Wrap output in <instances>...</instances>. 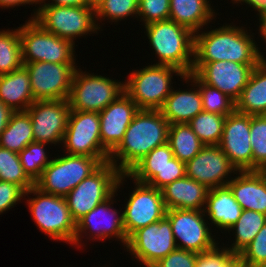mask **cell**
<instances>
[{"instance_id": "37", "label": "cell", "mask_w": 266, "mask_h": 267, "mask_svg": "<svg viewBox=\"0 0 266 267\" xmlns=\"http://www.w3.org/2000/svg\"><path fill=\"white\" fill-rule=\"evenodd\" d=\"M47 145L48 143L32 142L18 153L25 173L34 183L41 177L44 168L51 162V159H48L47 151H45Z\"/></svg>"}, {"instance_id": "2", "label": "cell", "mask_w": 266, "mask_h": 267, "mask_svg": "<svg viewBox=\"0 0 266 267\" xmlns=\"http://www.w3.org/2000/svg\"><path fill=\"white\" fill-rule=\"evenodd\" d=\"M200 32L202 31L194 35L193 63L224 60L258 65L262 61V53L253 39V34H249L242 26L225 24L211 31Z\"/></svg>"}, {"instance_id": "43", "label": "cell", "mask_w": 266, "mask_h": 267, "mask_svg": "<svg viewBox=\"0 0 266 267\" xmlns=\"http://www.w3.org/2000/svg\"><path fill=\"white\" fill-rule=\"evenodd\" d=\"M184 176H186L185 163L173 157L147 184L161 190L167 184Z\"/></svg>"}, {"instance_id": "4", "label": "cell", "mask_w": 266, "mask_h": 267, "mask_svg": "<svg viewBox=\"0 0 266 267\" xmlns=\"http://www.w3.org/2000/svg\"><path fill=\"white\" fill-rule=\"evenodd\" d=\"M182 79L185 74L168 65H149L129 73L124 82L125 93L139 109L160 110L172 91L173 74Z\"/></svg>"}, {"instance_id": "48", "label": "cell", "mask_w": 266, "mask_h": 267, "mask_svg": "<svg viewBox=\"0 0 266 267\" xmlns=\"http://www.w3.org/2000/svg\"><path fill=\"white\" fill-rule=\"evenodd\" d=\"M40 0H0V7L3 8H14L15 6H20V5H33L36 6L39 4Z\"/></svg>"}, {"instance_id": "28", "label": "cell", "mask_w": 266, "mask_h": 267, "mask_svg": "<svg viewBox=\"0 0 266 267\" xmlns=\"http://www.w3.org/2000/svg\"><path fill=\"white\" fill-rule=\"evenodd\" d=\"M236 111L248 115H266V64L261 61L236 101Z\"/></svg>"}, {"instance_id": "41", "label": "cell", "mask_w": 266, "mask_h": 267, "mask_svg": "<svg viewBox=\"0 0 266 267\" xmlns=\"http://www.w3.org/2000/svg\"><path fill=\"white\" fill-rule=\"evenodd\" d=\"M170 0H139L137 18L140 16L144 25L169 19Z\"/></svg>"}, {"instance_id": "6", "label": "cell", "mask_w": 266, "mask_h": 267, "mask_svg": "<svg viewBox=\"0 0 266 267\" xmlns=\"http://www.w3.org/2000/svg\"><path fill=\"white\" fill-rule=\"evenodd\" d=\"M29 19H33L43 29L73 44L77 37L98 31L95 10L86 6L39 5Z\"/></svg>"}, {"instance_id": "26", "label": "cell", "mask_w": 266, "mask_h": 267, "mask_svg": "<svg viewBox=\"0 0 266 267\" xmlns=\"http://www.w3.org/2000/svg\"><path fill=\"white\" fill-rule=\"evenodd\" d=\"M0 100L14 112L26 111L35 101L29 72L24 66L0 75Z\"/></svg>"}, {"instance_id": "46", "label": "cell", "mask_w": 266, "mask_h": 267, "mask_svg": "<svg viewBox=\"0 0 266 267\" xmlns=\"http://www.w3.org/2000/svg\"><path fill=\"white\" fill-rule=\"evenodd\" d=\"M14 111L7 107L1 100H0V135L2 131L8 125L10 118Z\"/></svg>"}, {"instance_id": "19", "label": "cell", "mask_w": 266, "mask_h": 267, "mask_svg": "<svg viewBox=\"0 0 266 267\" xmlns=\"http://www.w3.org/2000/svg\"><path fill=\"white\" fill-rule=\"evenodd\" d=\"M251 115L238 111L226 116L223 135L218 145L237 171H253L250 141Z\"/></svg>"}, {"instance_id": "44", "label": "cell", "mask_w": 266, "mask_h": 267, "mask_svg": "<svg viewBox=\"0 0 266 267\" xmlns=\"http://www.w3.org/2000/svg\"><path fill=\"white\" fill-rule=\"evenodd\" d=\"M199 253L176 248L152 267H195Z\"/></svg>"}, {"instance_id": "45", "label": "cell", "mask_w": 266, "mask_h": 267, "mask_svg": "<svg viewBox=\"0 0 266 267\" xmlns=\"http://www.w3.org/2000/svg\"><path fill=\"white\" fill-rule=\"evenodd\" d=\"M25 190L16 184L0 181V215L25 198Z\"/></svg>"}, {"instance_id": "30", "label": "cell", "mask_w": 266, "mask_h": 267, "mask_svg": "<svg viewBox=\"0 0 266 267\" xmlns=\"http://www.w3.org/2000/svg\"><path fill=\"white\" fill-rule=\"evenodd\" d=\"M168 143L173 156L184 163L196 156L205 146L187 123L169 126Z\"/></svg>"}, {"instance_id": "23", "label": "cell", "mask_w": 266, "mask_h": 267, "mask_svg": "<svg viewBox=\"0 0 266 267\" xmlns=\"http://www.w3.org/2000/svg\"><path fill=\"white\" fill-rule=\"evenodd\" d=\"M182 80H185L192 87L187 90H173L166 98L162 108L160 109L163 117L169 124L188 123L197 114L203 111L202 97L198 85L188 76L185 75Z\"/></svg>"}, {"instance_id": "15", "label": "cell", "mask_w": 266, "mask_h": 267, "mask_svg": "<svg viewBox=\"0 0 266 267\" xmlns=\"http://www.w3.org/2000/svg\"><path fill=\"white\" fill-rule=\"evenodd\" d=\"M165 216L171 223L177 248L204 253L219 245L202 210L169 209Z\"/></svg>"}, {"instance_id": "53", "label": "cell", "mask_w": 266, "mask_h": 267, "mask_svg": "<svg viewBox=\"0 0 266 267\" xmlns=\"http://www.w3.org/2000/svg\"><path fill=\"white\" fill-rule=\"evenodd\" d=\"M259 171L266 175V164Z\"/></svg>"}, {"instance_id": "54", "label": "cell", "mask_w": 266, "mask_h": 267, "mask_svg": "<svg viewBox=\"0 0 266 267\" xmlns=\"http://www.w3.org/2000/svg\"><path fill=\"white\" fill-rule=\"evenodd\" d=\"M253 267H266V262L257 264V265H255Z\"/></svg>"}, {"instance_id": "20", "label": "cell", "mask_w": 266, "mask_h": 267, "mask_svg": "<svg viewBox=\"0 0 266 267\" xmlns=\"http://www.w3.org/2000/svg\"><path fill=\"white\" fill-rule=\"evenodd\" d=\"M185 169L187 177L208 189L226 186L231 181V173H238L218 145H205L196 156L185 163Z\"/></svg>"}, {"instance_id": "18", "label": "cell", "mask_w": 266, "mask_h": 267, "mask_svg": "<svg viewBox=\"0 0 266 267\" xmlns=\"http://www.w3.org/2000/svg\"><path fill=\"white\" fill-rule=\"evenodd\" d=\"M256 66L224 60L193 63L191 73H194L204 84L219 89L236 102Z\"/></svg>"}, {"instance_id": "40", "label": "cell", "mask_w": 266, "mask_h": 267, "mask_svg": "<svg viewBox=\"0 0 266 267\" xmlns=\"http://www.w3.org/2000/svg\"><path fill=\"white\" fill-rule=\"evenodd\" d=\"M222 247L216 246L210 251L199 253L195 267H247L239 255L232 254Z\"/></svg>"}, {"instance_id": "50", "label": "cell", "mask_w": 266, "mask_h": 267, "mask_svg": "<svg viewBox=\"0 0 266 267\" xmlns=\"http://www.w3.org/2000/svg\"><path fill=\"white\" fill-rule=\"evenodd\" d=\"M251 7L258 13H266V0H253Z\"/></svg>"}, {"instance_id": "51", "label": "cell", "mask_w": 266, "mask_h": 267, "mask_svg": "<svg viewBox=\"0 0 266 267\" xmlns=\"http://www.w3.org/2000/svg\"><path fill=\"white\" fill-rule=\"evenodd\" d=\"M104 0H85V6L96 10Z\"/></svg>"}, {"instance_id": "5", "label": "cell", "mask_w": 266, "mask_h": 267, "mask_svg": "<svg viewBox=\"0 0 266 267\" xmlns=\"http://www.w3.org/2000/svg\"><path fill=\"white\" fill-rule=\"evenodd\" d=\"M28 198L29 212L37 227L50 236V239L73 244L76 222L71 216L65 197L47 194L35 186L25 192Z\"/></svg>"}, {"instance_id": "21", "label": "cell", "mask_w": 266, "mask_h": 267, "mask_svg": "<svg viewBox=\"0 0 266 267\" xmlns=\"http://www.w3.org/2000/svg\"><path fill=\"white\" fill-rule=\"evenodd\" d=\"M140 109L124 92L99 112L102 146L111 153L122 141L127 127Z\"/></svg>"}, {"instance_id": "14", "label": "cell", "mask_w": 266, "mask_h": 267, "mask_svg": "<svg viewBox=\"0 0 266 267\" xmlns=\"http://www.w3.org/2000/svg\"><path fill=\"white\" fill-rule=\"evenodd\" d=\"M29 72L34 100H68L76 63L32 62Z\"/></svg>"}, {"instance_id": "32", "label": "cell", "mask_w": 266, "mask_h": 267, "mask_svg": "<svg viewBox=\"0 0 266 267\" xmlns=\"http://www.w3.org/2000/svg\"><path fill=\"white\" fill-rule=\"evenodd\" d=\"M173 157L171 147L166 142L148 153L127 174L131 180L147 184Z\"/></svg>"}, {"instance_id": "17", "label": "cell", "mask_w": 266, "mask_h": 267, "mask_svg": "<svg viewBox=\"0 0 266 267\" xmlns=\"http://www.w3.org/2000/svg\"><path fill=\"white\" fill-rule=\"evenodd\" d=\"M68 100H36L26 112L32 121L34 142L62 143L70 114Z\"/></svg>"}, {"instance_id": "13", "label": "cell", "mask_w": 266, "mask_h": 267, "mask_svg": "<svg viewBox=\"0 0 266 267\" xmlns=\"http://www.w3.org/2000/svg\"><path fill=\"white\" fill-rule=\"evenodd\" d=\"M176 248L172 226L166 216L135 231L126 245L132 259L145 265L143 267H152Z\"/></svg>"}, {"instance_id": "52", "label": "cell", "mask_w": 266, "mask_h": 267, "mask_svg": "<svg viewBox=\"0 0 266 267\" xmlns=\"http://www.w3.org/2000/svg\"><path fill=\"white\" fill-rule=\"evenodd\" d=\"M234 1V2H233ZM233 4H238V3H246L247 5H249L250 7L252 6V2L253 0H232Z\"/></svg>"}, {"instance_id": "10", "label": "cell", "mask_w": 266, "mask_h": 267, "mask_svg": "<svg viewBox=\"0 0 266 267\" xmlns=\"http://www.w3.org/2000/svg\"><path fill=\"white\" fill-rule=\"evenodd\" d=\"M120 174L111 162L102 163L65 196L76 223L115 192Z\"/></svg>"}, {"instance_id": "29", "label": "cell", "mask_w": 266, "mask_h": 267, "mask_svg": "<svg viewBox=\"0 0 266 267\" xmlns=\"http://www.w3.org/2000/svg\"><path fill=\"white\" fill-rule=\"evenodd\" d=\"M32 142L34 136L29 114L26 111L14 112L0 135V147L19 153Z\"/></svg>"}, {"instance_id": "42", "label": "cell", "mask_w": 266, "mask_h": 267, "mask_svg": "<svg viewBox=\"0 0 266 267\" xmlns=\"http://www.w3.org/2000/svg\"><path fill=\"white\" fill-rule=\"evenodd\" d=\"M239 257L247 267L266 262V223L239 254Z\"/></svg>"}, {"instance_id": "3", "label": "cell", "mask_w": 266, "mask_h": 267, "mask_svg": "<svg viewBox=\"0 0 266 267\" xmlns=\"http://www.w3.org/2000/svg\"><path fill=\"white\" fill-rule=\"evenodd\" d=\"M149 44L159 58L156 65L175 67L189 75L194 60V33L173 20L149 23L144 26Z\"/></svg>"}, {"instance_id": "33", "label": "cell", "mask_w": 266, "mask_h": 267, "mask_svg": "<svg viewBox=\"0 0 266 267\" xmlns=\"http://www.w3.org/2000/svg\"><path fill=\"white\" fill-rule=\"evenodd\" d=\"M23 66L19 27L0 31V75L9 74Z\"/></svg>"}, {"instance_id": "36", "label": "cell", "mask_w": 266, "mask_h": 267, "mask_svg": "<svg viewBox=\"0 0 266 267\" xmlns=\"http://www.w3.org/2000/svg\"><path fill=\"white\" fill-rule=\"evenodd\" d=\"M0 181L21 186L25 191L35 183L25 173L17 152L0 147Z\"/></svg>"}, {"instance_id": "7", "label": "cell", "mask_w": 266, "mask_h": 267, "mask_svg": "<svg viewBox=\"0 0 266 267\" xmlns=\"http://www.w3.org/2000/svg\"><path fill=\"white\" fill-rule=\"evenodd\" d=\"M100 165L95 157L84 155L64 154L55 157L44 168L35 187L44 193L65 197Z\"/></svg>"}, {"instance_id": "22", "label": "cell", "mask_w": 266, "mask_h": 267, "mask_svg": "<svg viewBox=\"0 0 266 267\" xmlns=\"http://www.w3.org/2000/svg\"><path fill=\"white\" fill-rule=\"evenodd\" d=\"M242 210L266 215V175L260 171H239L227 184Z\"/></svg>"}, {"instance_id": "25", "label": "cell", "mask_w": 266, "mask_h": 267, "mask_svg": "<svg viewBox=\"0 0 266 267\" xmlns=\"http://www.w3.org/2000/svg\"><path fill=\"white\" fill-rule=\"evenodd\" d=\"M203 212L216 228L228 231L238 221L242 208L226 185L209 189Z\"/></svg>"}, {"instance_id": "35", "label": "cell", "mask_w": 266, "mask_h": 267, "mask_svg": "<svg viewBox=\"0 0 266 267\" xmlns=\"http://www.w3.org/2000/svg\"><path fill=\"white\" fill-rule=\"evenodd\" d=\"M199 87L205 112L228 116L236 110V102L219 89L204 84L194 73L188 75Z\"/></svg>"}, {"instance_id": "31", "label": "cell", "mask_w": 266, "mask_h": 267, "mask_svg": "<svg viewBox=\"0 0 266 267\" xmlns=\"http://www.w3.org/2000/svg\"><path fill=\"white\" fill-rule=\"evenodd\" d=\"M266 223V215L252 210H242L238 221L228 229L235 230V240L230 247H224L230 253L239 255L255 238Z\"/></svg>"}, {"instance_id": "16", "label": "cell", "mask_w": 266, "mask_h": 267, "mask_svg": "<svg viewBox=\"0 0 266 267\" xmlns=\"http://www.w3.org/2000/svg\"><path fill=\"white\" fill-rule=\"evenodd\" d=\"M135 188L125 204L123 225L129 238L135 231L156 223L166 214L162 191L148 184L133 180Z\"/></svg>"}, {"instance_id": "11", "label": "cell", "mask_w": 266, "mask_h": 267, "mask_svg": "<svg viewBox=\"0 0 266 267\" xmlns=\"http://www.w3.org/2000/svg\"><path fill=\"white\" fill-rule=\"evenodd\" d=\"M62 143L66 154L95 157L101 164L109 161L110 153L101 142L98 112L71 110Z\"/></svg>"}, {"instance_id": "27", "label": "cell", "mask_w": 266, "mask_h": 267, "mask_svg": "<svg viewBox=\"0 0 266 267\" xmlns=\"http://www.w3.org/2000/svg\"><path fill=\"white\" fill-rule=\"evenodd\" d=\"M208 0H170L169 19L194 34L212 22L216 14Z\"/></svg>"}, {"instance_id": "1", "label": "cell", "mask_w": 266, "mask_h": 267, "mask_svg": "<svg viewBox=\"0 0 266 267\" xmlns=\"http://www.w3.org/2000/svg\"><path fill=\"white\" fill-rule=\"evenodd\" d=\"M169 126L160 110L140 109L120 144L110 153L109 162L121 174H127L153 149L168 142Z\"/></svg>"}, {"instance_id": "49", "label": "cell", "mask_w": 266, "mask_h": 267, "mask_svg": "<svg viewBox=\"0 0 266 267\" xmlns=\"http://www.w3.org/2000/svg\"><path fill=\"white\" fill-rule=\"evenodd\" d=\"M259 16V33L261 36V38L264 40L265 39V43H266V13H258L257 14Z\"/></svg>"}, {"instance_id": "9", "label": "cell", "mask_w": 266, "mask_h": 267, "mask_svg": "<svg viewBox=\"0 0 266 267\" xmlns=\"http://www.w3.org/2000/svg\"><path fill=\"white\" fill-rule=\"evenodd\" d=\"M74 71L70 95L71 110L100 112L124 93V82L109 77Z\"/></svg>"}, {"instance_id": "8", "label": "cell", "mask_w": 266, "mask_h": 267, "mask_svg": "<svg viewBox=\"0 0 266 267\" xmlns=\"http://www.w3.org/2000/svg\"><path fill=\"white\" fill-rule=\"evenodd\" d=\"M23 64L75 63V44L43 29L33 19L19 27ZM75 56V57H74Z\"/></svg>"}, {"instance_id": "39", "label": "cell", "mask_w": 266, "mask_h": 267, "mask_svg": "<svg viewBox=\"0 0 266 267\" xmlns=\"http://www.w3.org/2000/svg\"><path fill=\"white\" fill-rule=\"evenodd\" d=\"M250 141L253 171H259L266 164V115H251Z\"/></svg>"}, {"instance_id": "55", "label": "cell", "mask_w": 266, "mask_h": 267, "mask_svg": "<svg viewBox=\"0 0 266 267\" xmlns=\"http://www.w3.org/2000/svg\"><path fill=\"white\" fill-rule=\"evenodd\" d=\"M262 61L266 64V58L264 57V54H262Z\"/></svg>"}, {"instance_id": "38", "label": "cell", "mask_w": 266, "mask_h": 267, "mask_svg": "<svg viewBox=\"0 0 266 267\" xmlns=\"http://www.w3.org/2000/svg\"><path fill=\"white\" fill-rule=\"evenodd\" d=\"M139 0H104L95 10V19L98 30V20H110L111 22H118L127 17H137Z\"/></svg>"}, {"instance_id": "12", "label": "cell", "mask_w": 266, "mask_h": 267, "mask_svg": "<svg viewBox=\"0 0 266 267\" xmlns=\"http://www.w3.org/2000/svg\"><path fill=\"white\" fill-rule=\"evenodd\" d=\"M125 178L128 179L129 175L120 174L116 184L115 192L107 200L98 204L76 223V232L73 245L81 248V238H84L83 235L86 236L89 234L88 237H86L89 240V237H91V240L98 239L100 241H103L106 238L111 239L110 237L112 236L114 238L116 237L118 241L120 240L123 243L124 248L126 247L128 238L123 225V213L119 214L120 212H118L116 209H112L113 207L111 206V204L113 205L114 202H116L113 200V198L116 197L115 194L117 193L118 189H120V186L123 185Z\"/></svg>"}, {"instance_id": "47", "label": "cell", "mask_w": 266, "mask_h": 267, "mask_svg": "<svg viewBox=\"0 0 266 267\" xmlns=\"http://www.w3.org/2000/svg\"><path fill=\"white\" fill-rule=\"evenodd\" d=\"M47 0H40L41 5H53V6H85V0H51V3H46ZM53 1V2H52Z\"/></svg>"}, {"instance_id": "34", "label": "cell", "mask_w": 266, "mask_h": 267, "mask_svg": "<svg viewBox=\"0 0 266 267\" xmlns=\"http://www.w3.org/2000/svg\"><path fill=\"white\" fill-rule=\"evenodd\" d=\"M226 116L202 111L187 124L205 145H219Z\"/></svg>"}, {"instance_id": "24", "label": "cell", "mask_w": 266, "mask_h": 267, "mask_svg": "<svg viewBox=\"0 0 266 267\" xmlns=\"http://www.w3.org/2000/svg\"><path fill=\"white\" fill-rule=\"evenodd\" d=\"M161 191L166 210L203 211L209 189L192 178L184 176L167 184Z\"/></svg>"}]
</instances>
